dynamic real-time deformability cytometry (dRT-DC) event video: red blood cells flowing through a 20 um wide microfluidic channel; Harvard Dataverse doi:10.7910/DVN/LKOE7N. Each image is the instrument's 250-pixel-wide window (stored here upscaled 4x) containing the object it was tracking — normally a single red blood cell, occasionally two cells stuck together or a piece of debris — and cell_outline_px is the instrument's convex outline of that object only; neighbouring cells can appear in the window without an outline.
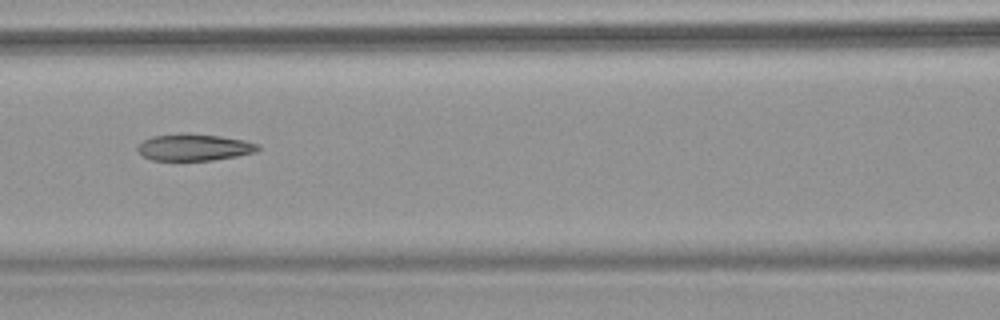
{"species": "common noctule bat (a hibernating species)", "species_latin": "Nyctalus noctula", "temperature_condition": "warm", "stored_images_in_passage": 7, "camera_frame_rate_fps": 3000, "um_per_image_px": 0.085, "animal": {"sex": "female", "body_mass_g": 18.4}, "frame": {"image": 1, "passage_image": 6, "time_ms": 1.667, "image_size_px": [1000, 320], "cell_outline_px": [[260, 148], [256, 152], [236, 156], [212, 160], [152, 160], [144, 156], [136, 148], [144, 140], [152, 136], [180, 132], [220, 136], [244, 140], [260, 144]], "centroid_in_image_um": [16.52, 12.5], "position_along_channel_um": 150.1, "area_um2": 18.79}}